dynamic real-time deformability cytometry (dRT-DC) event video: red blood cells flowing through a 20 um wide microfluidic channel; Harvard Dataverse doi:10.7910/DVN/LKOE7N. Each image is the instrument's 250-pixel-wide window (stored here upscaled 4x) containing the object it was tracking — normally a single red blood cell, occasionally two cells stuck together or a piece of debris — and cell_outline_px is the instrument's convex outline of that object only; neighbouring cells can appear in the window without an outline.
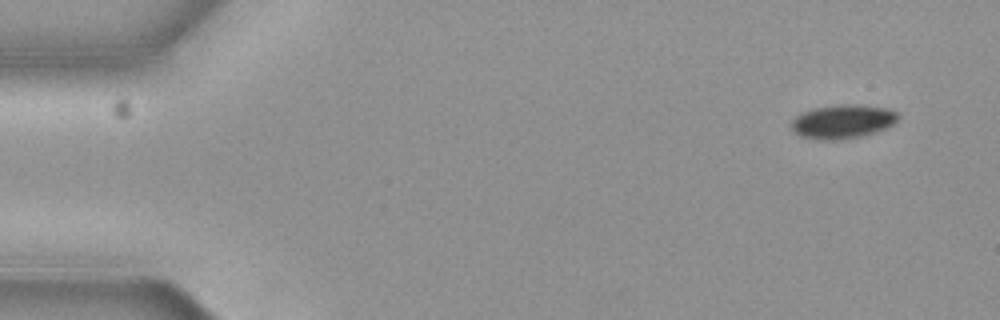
{"species": "common noctule bat (a hibernating species)", "species_latin": "Nyctalus noctula", "temperature_condition": "cold", "stored_images_in_passage": 5, "segment_of_instrument_passage": [2, 2], "camera_frame_rate_fps": 3000, "um_per_image_px": 0.085, "animal": {"sex": "female", "body_mass_g": 19.3, "forearm_length_mm": 54.1}, "frame": {"image": 1, "passage_image": 5, "time_ms": 1.333, "image_size_px": [1000, 320], "cell_outline_px": [[900, 116], [888, 128], [876, 132], [860, 136], [824, 140], [804, 136], [796, 132], [792, 128], [792, 120], [796, 116], [804, 112], [816, 108], [836, 104], [856, 104], [888, 108], [896, 112]], "centroid_in_image_um": [71.68, 10.3], "position_along_channel_um": 13.3, "area_um2": 20.63}}